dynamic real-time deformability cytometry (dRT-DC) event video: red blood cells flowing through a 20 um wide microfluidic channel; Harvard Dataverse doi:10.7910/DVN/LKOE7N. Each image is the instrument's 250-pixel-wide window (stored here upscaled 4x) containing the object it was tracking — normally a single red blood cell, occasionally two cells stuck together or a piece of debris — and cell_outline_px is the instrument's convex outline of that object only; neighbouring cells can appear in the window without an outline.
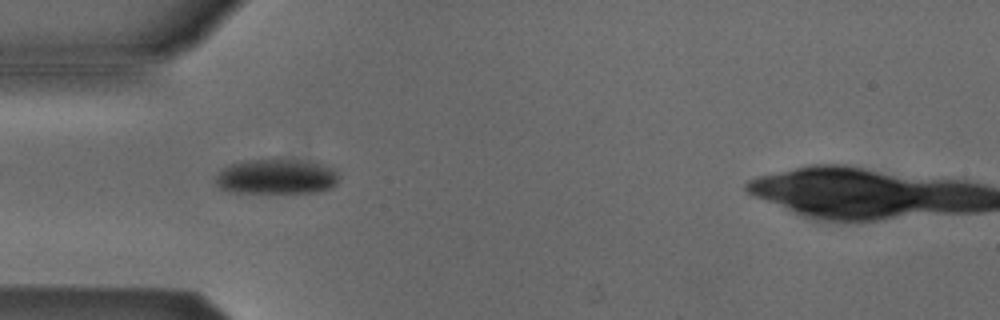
{"species": "Egyptian fruit bat (a non-hibernating species)", "species_latin": "Rousettus aegyptiacus", "temperature_condition": "cold", "stored_images_in_passage": 35, "camera_frame_rate_fps": 3000, "um_per_image_px": 0.085, "animal": {"sex": "male"}, "frame": {"image": 1, "passage_image": 4, "time_ms": 1.0, "image_size_px": [1000, 320], "cell_outline_px": [[336, 184], [332, 188], [320, 192], [236, 192], [220, 188], [216, 184], [216, 176], [224, 168], [232, 164], [244, 160], [276, 156], [324, 164], [336, 168]], "centroid_in_image_um": [23.53, 14.96], "position_along_channel_um": 61.5, "area_um2": 25.72}}
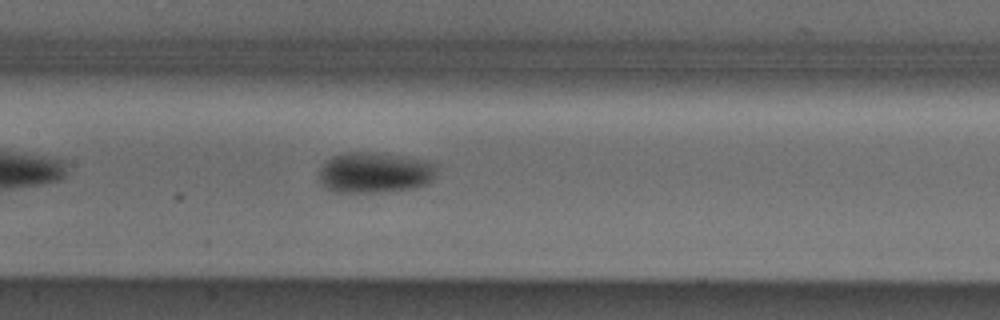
{"frame": {"image": 2, "passage_image": 13, "time_ms": 4.0, "image_size_px": [1000, 320], "cell_outline_px": [[436, 172], [432, 180], [424, 184], [412, 188], [380, 192], [332, 192], [324, 188], [320, 184], [320, 168], [332, 156], [348, 152], [368, 152], [404, 156], [428, 160], [436, 168]], "centroid_in_image_um": [31.82, 14.67], "position_along_channel_um": 175.6, "area_um2": 27.86}}
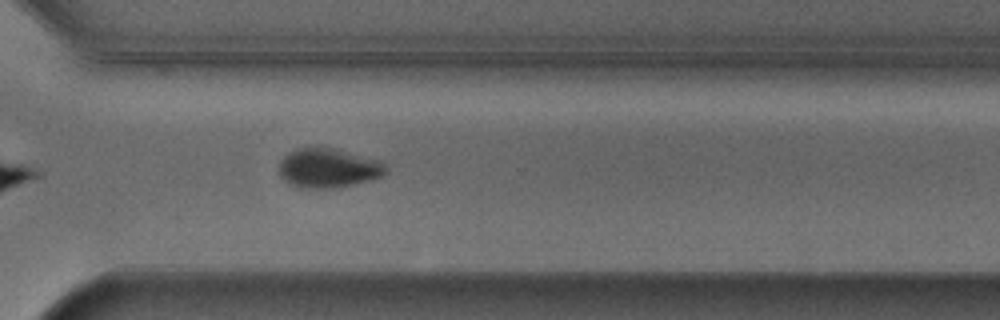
{"frame": {"image": 3, "passage_image": 26, "time_ms": 8.333, "image_size_px": [1000, 320], "cell_outline_px": [[388, 168], [380, 176], [368, 180], [352, 184], [332, 188], [304, 188], [288, 184], [280, 176], [280, 160], [284, 156], [296, 148], [308, 144], [316, 144], [380, 160]], "centroid_in_image_um": [27.83, 14.24], "position_along_channel_um": 342.8, "area_um2": 24.74}, "authors_computed_cell_mechanics": {"area_um2": 25.8366, "velocity_mm_per_s": 3.8587, "shape_relaxation_time_tau1_ms": 4.7207, "shape_relaxation_time_tau2_ms": null, "deformation_change_tau1": 0.0762, "deformation_change_tau2": null}}